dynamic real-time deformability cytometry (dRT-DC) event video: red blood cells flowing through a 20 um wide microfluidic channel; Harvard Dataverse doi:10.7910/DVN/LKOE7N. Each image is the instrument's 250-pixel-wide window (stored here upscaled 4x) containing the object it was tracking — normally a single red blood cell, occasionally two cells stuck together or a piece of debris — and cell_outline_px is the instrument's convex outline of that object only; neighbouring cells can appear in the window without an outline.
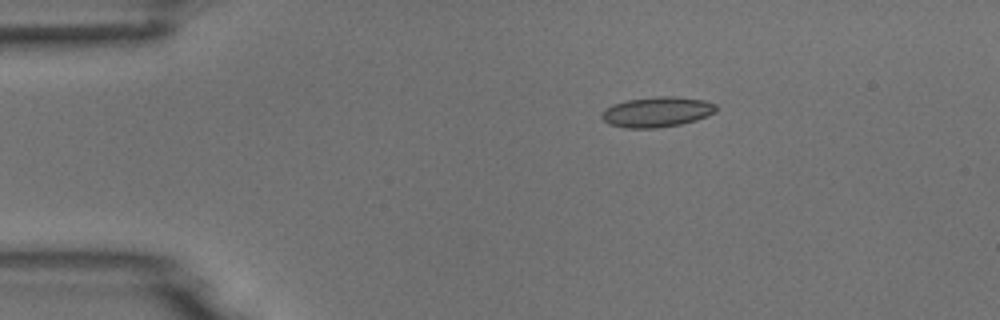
{"species": "common noctule bat (a hibernating species)", "species_latin": "Nyctalus noctula", "temperature_condition": "room temperature", "stored_images_in_passage": 8, "camera_frame_rate_fps": 3000, "um_per_image_px": 0.085, "animal": {"sex": "male", "body_mass_g": 18.8}, "frame": {"image": 1, "passage_image": 3, "time_ms": 2.333, "image_size_px": [1000, 320], "cell_outline_px": [[716, 112], [708, 116], [696, 120], [680, 124], [656, 128], [624, 128], [608, 124], [600, 116], [604, 108], [612, 104], [624, 100], [656, 96], [676, 96], [704, 100], [716, 104]], "centroid_in_image_um": [55.81, 9.51], "position_along_channel_um": 29.2, "area_um2": 20.46}}
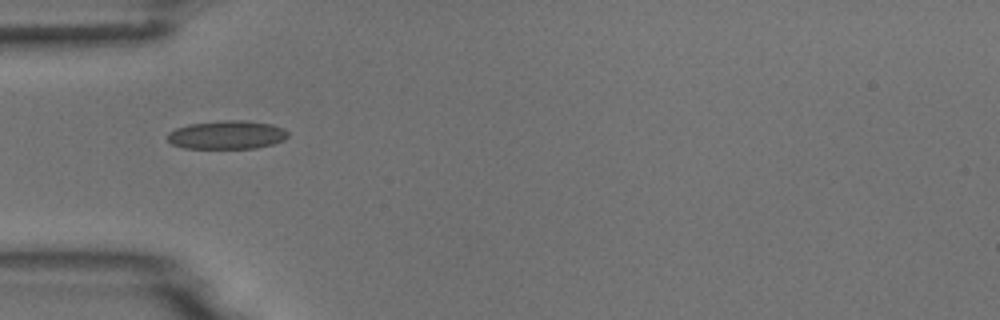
{"frame": {"image": 2, "passage_image": 5, "time_ms": 4.667, "image_size_px": [1000, 320], "cell_outline_px": [[288, 136], [284, 140], [272, 144], [256, 148], [184, 148], [172, 144], [168, 140], [168, 132], [176, 128], [188, 124], [220, 120], [244, 120], [272, 124], [284, 128], [288, 132]], "centroid_in_image_um": [19.3, 11.45], "position_along_channel_um": 65.7, "area_um2": 20.11}}